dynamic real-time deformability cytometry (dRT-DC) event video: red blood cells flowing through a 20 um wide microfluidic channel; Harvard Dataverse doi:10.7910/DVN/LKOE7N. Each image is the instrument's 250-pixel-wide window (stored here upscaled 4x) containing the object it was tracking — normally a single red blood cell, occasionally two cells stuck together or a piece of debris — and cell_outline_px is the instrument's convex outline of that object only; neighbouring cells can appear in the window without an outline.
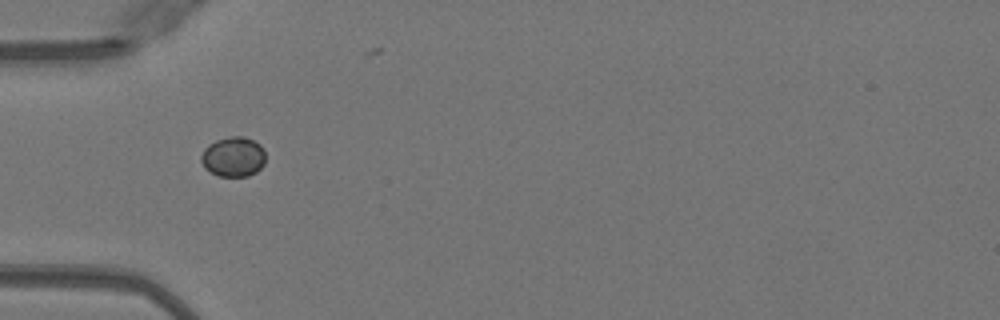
{"species": "Egyptian fruit bat (a non-hibernating species)", "species_latin": "Rousettus aegyptiacus", "temperature_condition": "warm", "stored_images_in_passage": 35, "camera_frame_rate_fps": 3000, "um_per_image_px": 0.085, "animal": {"sex": "female"}, "frame": {"image": 1, "passage_image": 1, "time_ms": 0.0, "image_size_px": [1000, 320], "cell_outline_px": [[264, 164], [256, 172], [248, 176], [220, 176], [204, 168], [200, 160], [200, 156], [204, 148], [208, 144], [216, 140], [228, 136], [244, 136], [260, 144], [264, 148]], "centroid_in_image_um": [19.81, 13.31], "position_along_channel_um": 65.2, "area_um2": 15.09}}
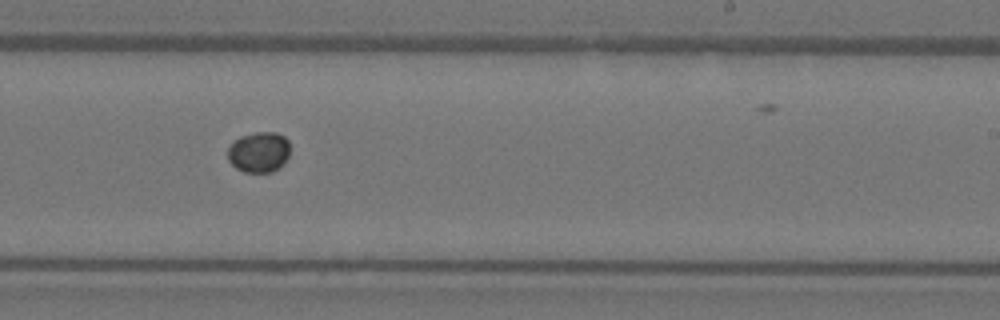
{"frame": {"image": 2, "passage_image": 16, "time_ms": 5.0, "image_size_px": [1000, 320], "cell_outline_px": [[288, 156], [272, 172], [244, 172], [236, 168], [228, 160], [228, 148], [232, 140], [240, 136], [256, 132], [276, 132], [284, 136], [288, 140]], "centroid_in_image_um": [21.96, 12.9], "position_along_channel_um": 267.0, "area_um2": 14.62}}
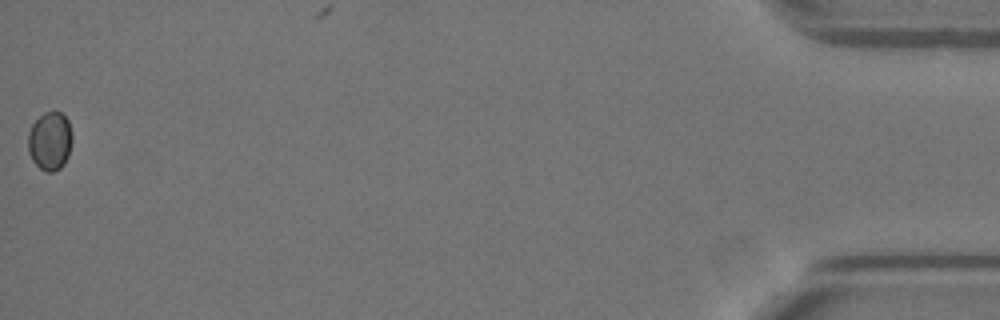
{"frame": {"image": 3, "passage_image": 35, "time_ms": 11.333, "image_size_px": [1000, 320], "cell_outline_px": [[72, 140], [68, 156], [64, 164], [60, 168], [52, 172], [48, 172], [40, 168], [32, 160], [28, 152], [28, 132], [32, 124], [44, 112], [60, 112], [68, 120], [72, 132]], "centroid_in_image_um": [4.25, 11.99], "position_along_channel_um": 431.0, "area_um2": 15.09}}